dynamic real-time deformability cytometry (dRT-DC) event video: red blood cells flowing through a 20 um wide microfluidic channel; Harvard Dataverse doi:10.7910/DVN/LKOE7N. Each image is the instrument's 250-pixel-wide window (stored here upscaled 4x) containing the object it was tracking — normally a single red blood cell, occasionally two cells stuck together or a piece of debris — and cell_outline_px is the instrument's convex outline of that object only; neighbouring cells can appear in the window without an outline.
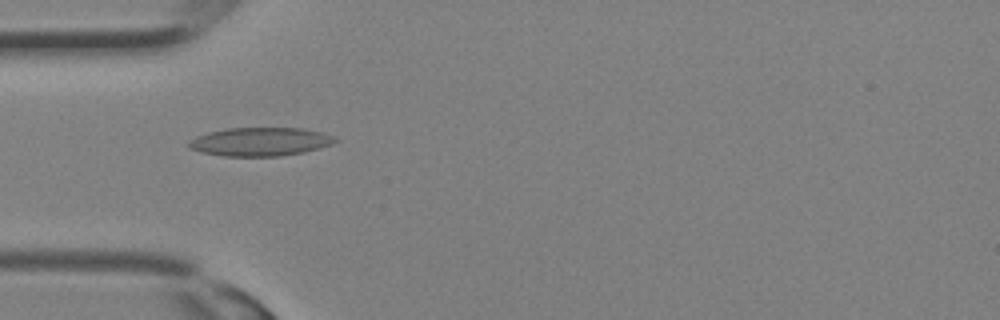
{"species": "Egyptian fruit bat (a non-hibernating species)", "species_latin": "Rousettus aegyptiacus", "temperature_condition": "room temperature", "stored_images_in_passage": 28, "camera_frame_rate_fps": 3000, "um_per_image_px": 0.085, "animal": {"sex": "female"}, "frame": {"image": 1, "passage_image": 6, "time_ms": 1.667, "image_size_px": [1000, 320], "cell_outline_px": [[340, 140], [332, 144], [320, 148], [304, 152], [280, 156], [224, 156], [200, 152], [188, 148], [188, 140], [196, 136], [208, 132], [228, 128], [300, 128], [324, 132], [336, 136]], "centroid_in_image_um": [22.14, 12.04], "position_along_channel_um": 62.9, "area_um2": 24.62}}
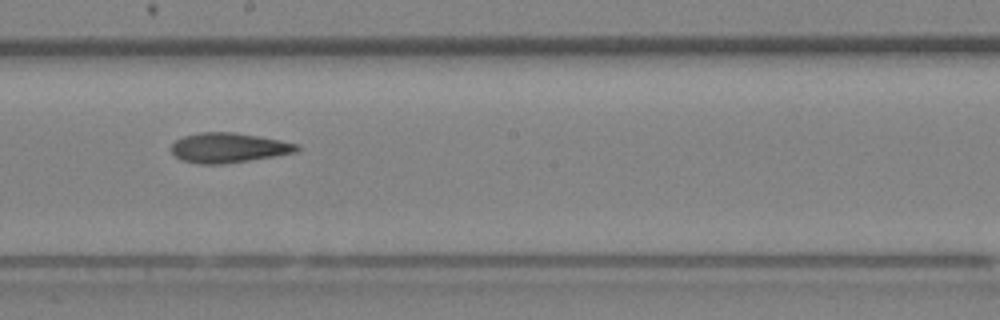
{"frame": {"image": 2, "passage_image": 14, "time_ms": 4.333, "image_size_px": [1000, 320], "cell_outline_px": [[300, 148], [296, 152], [248, 160], [220, 164], [200, 164], [184, 160], [176, 156], [172, 152], [172, 144], [176, 140], [184, 136], [200, 132], [236, 132], [280, 140], [300, 144]], "centroid_in_image_um": [19.44, 12.54], "position_along_channel_um": 228.8, "area_um2": 21.56}}
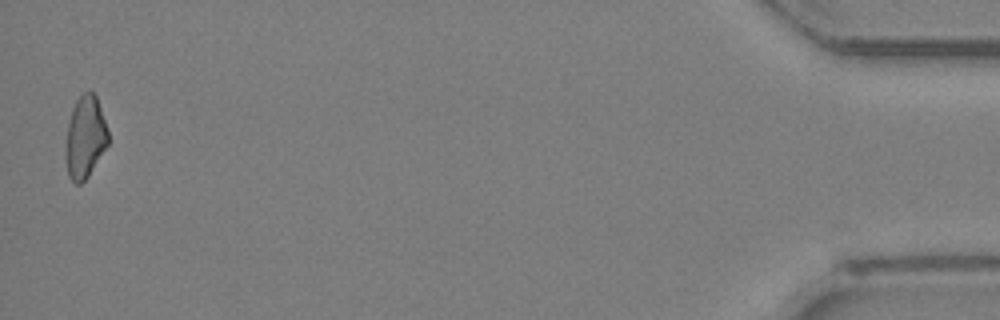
{"frame": {"image": 3, "passage_image": 28, "time_ms": 9.0, "image_size_px": [1000, 320], "cell_outline_px": [[108, 144], [88, 176], [80, 184], [76, 184], [68, 176], [64, 156], [68, 124], [72, 108], [76, 100], [84, 92], [92, 92], [96, 96], [108, 128]], "centroid_in_image_um": [7.22, 11.68], "position_along_channel_um": 428.0, "area_um2": 20.35}}